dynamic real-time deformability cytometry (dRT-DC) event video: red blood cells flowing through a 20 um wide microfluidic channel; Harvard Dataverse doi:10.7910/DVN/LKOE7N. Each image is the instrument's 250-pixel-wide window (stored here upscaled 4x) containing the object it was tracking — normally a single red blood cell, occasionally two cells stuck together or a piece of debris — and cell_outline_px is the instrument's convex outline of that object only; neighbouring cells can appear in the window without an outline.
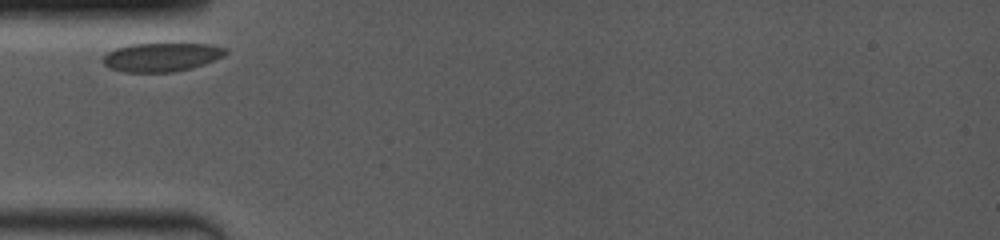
{"species": "common noctule bat (a hibernating species)", "species_latin": "Nyctalus noctula", "temperature_condition": "room temperature", "stored_images_in_passage": 4, "camera_frame_rate_fps": 4000, "um_per_image_px": 0.085, "animal": {"sex": "female", "body_mass_g": 19.0, "forearm_length_mm": 53.3}, "frame": {"image": 1, "passage_image": 1, "time_ms": 0.0, "image_size_px": [1000, 240], "cell_outline_px": [[228, 52], [224, 56], [204, 64], [192, 68], [172, 72], [124, 72], [108, 68], [100, 60], [108, 52], [116, 48], [128, 44], [208, 44], [228, 48]], "centroid_in_image_um": [13.72, 4.86], "position_along_channel_um": 71.3, "area_um2": 20.63}}
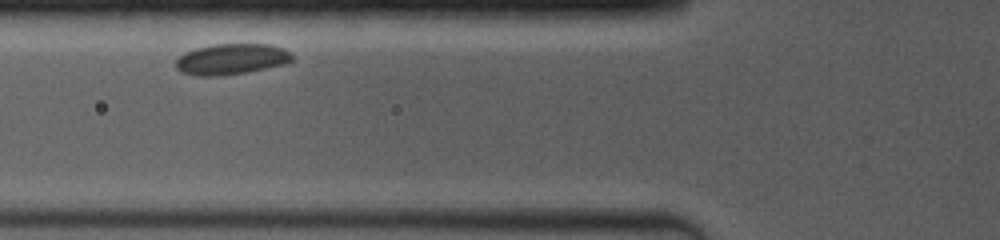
{"frame": {"image": 2, "passage_image": 3, "time_ms": 1.0, "image_size_px": [1000, 240], "cell_outline_px": [[292, 60], [288, 64], [248, 72], [220, 76], [200, 76], [180, 72], [176, 68], [176, 60], [184, 52], [196, 48], [212, 44], [272, 44], [284, 48], [292, 56]], "centroid_in_image_um": [19.68, 5.03], "position_along_channel_um": 106.1, "area_um2": 21.15}}